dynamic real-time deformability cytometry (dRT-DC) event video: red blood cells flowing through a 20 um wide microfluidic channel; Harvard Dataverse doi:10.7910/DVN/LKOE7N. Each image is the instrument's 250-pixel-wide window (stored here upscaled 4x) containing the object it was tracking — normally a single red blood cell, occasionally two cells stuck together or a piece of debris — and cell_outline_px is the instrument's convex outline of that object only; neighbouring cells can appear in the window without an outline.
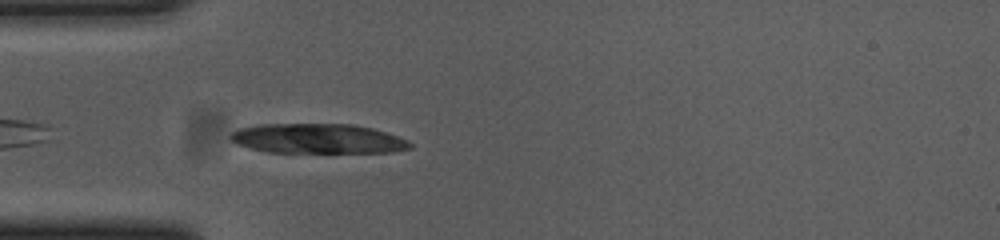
{"species": "common noctule bat (a hibernating species)", "species_latin": "Nyctalus noctula", "temperature_condition": "cold", "stored_images_in_passage": 28, "camera_frame_rate_fps": 3000, "um_per_image_px": 0.085, "animal": {"sex": "female", "body_mass_g": 23.0, "forearm_length_mm": 53.4}, "frame": {"image": 1, "passage_image": 2, "time_ms": 0.333, "image_size_px": [1000, 240], "cell_outline_px": [[412, 148], [392, 152], [268, 152], [236, 144], [228, 136], [232, 132], [240, 128], [260, 124], [352, 124], [372, 128], [408, 140], [412, 144]], "centroid_in_image_um": [27.01, 11.78], "position_along_channel_um": 58.0, "area_um2": 30.98}}
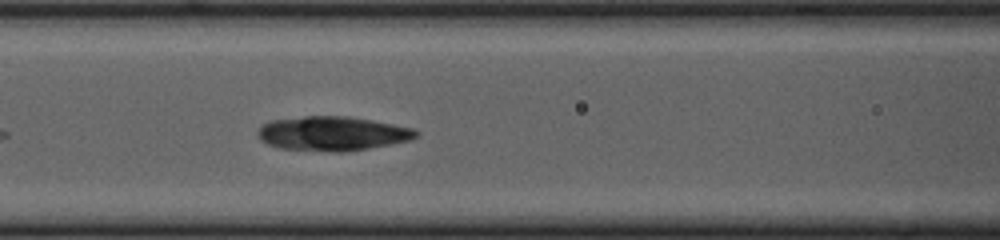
{"frame": {"image": 2, "passage_image": 9, "time_ms": 2.667, "image_size_px": [1000, 240], "cell_outline_px": [[420, 136], [408, 140], [368, 148], [344, 152], [336, 152], [280, 148], [268, 144], [260, 140], [256, 132], [264, 124], [272, 120], [304, 116], [348, 116], [372, 120], [412, 128], [420, 132]], "centroid_in_image_um": [28.25, 11.35], "position_along_channel_um": 138.4, "area_um2": 31.44}}
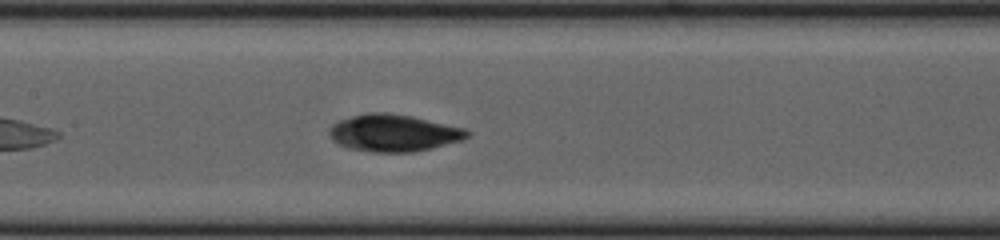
{"frame": {"image": 3, "passage_image": 12, "time_ms": 3.667, "image_size_px": [1000, 240], "cell_outline_px": [[472, 132], [468, 136], [460, 140], [412, 152], [372, 152], [348, 148], [332, 140], [328, 132], [328, 128], [332, 124], [340, 120], [352, 116], [368, 112], [388, 112], [412, 116], [464, 128]], "centroid_in_image_um": [33.41, 11.29], "position_along_channel_um": 174.0, "area_um2": 29.59}, "authors_computed_cell_mechanics": {"area_um2": 29.0734, "velocity_mm_per_s": 3.6299, "shape_relaxation_time_tau1_ms": 3.5158, "shape_relaxation_time_tau2_ms": null, "deformation_change_tau1": 0.3059, "deformation_change_tau2": null}}